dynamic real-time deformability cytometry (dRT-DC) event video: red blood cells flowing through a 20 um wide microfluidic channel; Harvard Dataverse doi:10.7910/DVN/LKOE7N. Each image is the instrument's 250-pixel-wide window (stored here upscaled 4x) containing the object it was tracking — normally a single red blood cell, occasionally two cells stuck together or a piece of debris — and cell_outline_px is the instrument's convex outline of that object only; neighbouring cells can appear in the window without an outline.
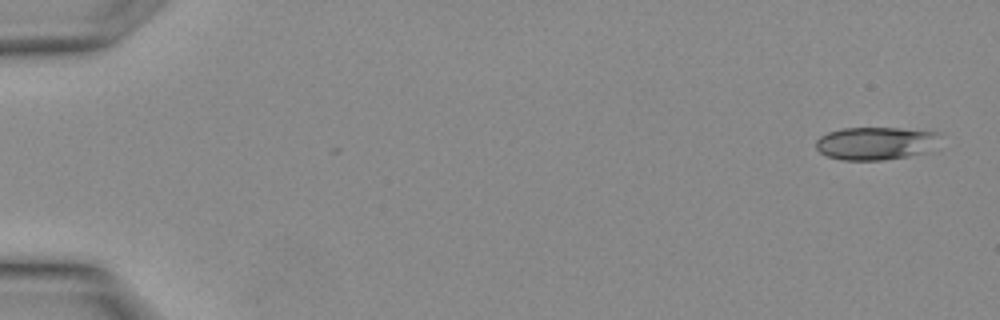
{"species": "Egyptian fruit bat (a non-hibernating species)", "species_latin": "Rousettus aegyptiacus", "temperature_condition": "warm", "stored_images_in_passage": 8, "camera_frame_rate_fps": 3000, "um_per_image_px": 0.085, "animal": {"sex": "female"}, "frame": {"image": 1, "passage_image": 1, "time_ms": 0.0, "image_size_px": [1000, 320], "cell_outline_px": [[936, 132], [928, 152], [908, 156], [884, 160], [844, 160], [828, 156], [820, 152], [816, 148], [816, 140], [820, 136], [828, 132], [844, 128], [896, 128]], "centroid_in_image_um": [74.31, 12.19], "position_along_channel_um": 10.7, "area_um2": 23.18}}